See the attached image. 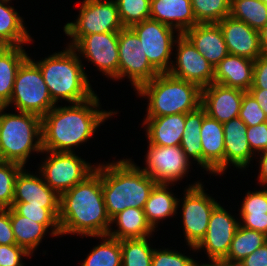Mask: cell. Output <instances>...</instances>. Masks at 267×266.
I'll return each mask as SVG.
<instances>
[{
	"mask_svg": "<svg viewBox=\"0 0 267 266\" xmlns=\"http://www.w3.org/2000/svg\"><path fill=\"white\" fill-rule=\"evenodd\" d=\"M254 60L228 54L215 67L214 83L248 91L253 83Z\"/></svg>",
	"mask_w": 267,
	"mask_h": 266,
	"instance_id": "cell-26",
	"label": "cell"
},
{
	"mask_svg": "<svg viewBox=\"0 0 267 266\" xmlns=\"http://www.w3.org/2000/svg\"><path fill=\"white\" fill-rule=\"evenodd\" d=\"M154 251L152 254V264L151 266H197L201 260L197 261L198 257H194L191 252L188 254L183 251V253L179 250L170 249L169 247L158 246L154 245ZM185 252V253H184ZM188 254V255H185ZM196 258V259H195Z\"/></svg>",
	"mask_w": 267,
	"mask_h": 266,
	"instance_id": "cell-41",
	"label": "cell"
},
{
	"mask_svg": "<svg viewBox=\"0 0 267 266\" xmlns=\"http://www.w3.org/2000/svg\"><path fill=\"white\" fill-rule=\"evenodd\" d=\"M23 259H32L23 247L17 244L0 245V266H26Z\"/></svg>",
	"mask_w": 267,
	"mask_h": 266,
	"instance_id": "cell-43",
	"label": "cell"
},
{
	"mask_svg": "<svg viewBox=\"0 0 267 266\" xmlns=\"http://www.w3.org/2000/svg\"><path fill=\"white\" fill-rule=\"evenodd\" d=\"M201 91L195 83L165 72L142 84L135 95L147 100L144 117H160L196 110L201 106Z\"/></svg>",
	"mask_w": 267,
	"mask_h": 266,
	"instance_id": "cell-5",
	"label": "cell"
},
{
	"mask_svg": "<svg viewBox=\"0 0 267 266\" xmlns=\"http://www.w3.org/2000/svg\"><path fill=\"white\" fill-rule=\"evenodd\" d=\"M196 24L219 23L230 16V0H191Z\"/></svg>",
	"mask_w": 267,
	"mask_h": 266,
	"instance_id": "cell-38",
	"label": "cell"
},
{
	"mask_svg": "<svg viewBox=\"0 0 267 266\" xmlns=\"http://www.w3.org/2000/svg\"><path fill=\"white\" fill-rule=\"evenodd\" d=\"M81 62L93 64L108 80L118 77V31L83 36L73 47Z\"/></svg>",
	"mask_w": 267,
	"mask_h": 266,
	"instance_id": "cell-14",
	"label": "cell"
},
{
	"mask_svg": "<svg viewBox=\"0 0 267 266\" xmlns=\"http://www.w3.org/2000/svg\"><path fill=\"white\" fill-rule=\"evenodd\" d=\"M157 232L147 221L144 209L127 208L111 219L108 236L122 240L146 238Z\"/></svg>",
	"mask_w": 267,
	"mask_h": 266,
	"instance_id": "cell-28",
	"label": "cell"
},
{
	"mask_svg": "<svg viewBox=\"0 0 267 266\" xmlns=\"http://www.w3.org/2000/svg\"><path fill=\"white\" fill-rule=\"evenodd\" d=\"M118 51L119 67L115 82L129 79L127 82H130L135 92L159 74L148 61L138 36L130 27L118 31Z\"/></svg>",
	"mask_w": 267,
	"mask_h": 266,
	"instance_id": "cell-13",
	"label": "cell"
},
{
	"mask_svg": "<svg viewBox=\"0 0 267 266\" xmlns=\"http://www.w3.org/2000/svg\"><path fill=\"white\" fill-rule=\"evenodd\" d=\"M12 208L19 215L31 220H39V223L43 224L55 238L61 237L58 221L60 208H43L41 206L30 205L27 202H13Z\"/></svg>",
	"mask_w": 267,
	"mask_h": 266,
	"instance_id": "cell-37",
	"label": "cell"
},
{
	"mask_svg": "<svg viewBox=\"0 0 267 266\" xmlns=\"http://www.w3.org/2000/svg\"><path fill=\"white\" fill-rule=\"evenodd\" d=\"M248 127L256 126L267 121L265 112L255 98L246 91L243 95L241 109L238 116Z\"/></svg>",
	"mask_w": 267,
	"mask_h": 266,
	"instance_id": "cell-42",
	"label": "cell"
},
{
	"mask_svg": "<svg viewBox=\"0 0 267 266\" xmlns=\"http://www.w3.org/2000/svg\"><path fill=\"white\" fill-rule=\"evenodd\" d=\"M103 198L112 219L124 209H144L151 190L157 184L132 157L101 162Z\"/></svg>",
	"mask_w": 267,
	"mask_h": 266,
	"instance_id": "cell-4",
	"label": "cell"
},
{
	"mask_svg": "<svg viewBox=\"0 0 267 266\" xmlns=\"http://www.w3.org/2000/svg\"><path fill=\"white\" fill-rule=\"evenodd\" d=\"M138 36L150 64L159 72L170 70L174 45L180 33L154 19L130 27Z\"/></svg>",
	"mask_w": 267,
	"mask_h": 266,
	"instance_id": "cell-12",
	"label": "cell"
},
{
	"mask_svg": "<svg viewBox=\"0 0 267 266\" xmlns=\"http://www.w3.org/2000/svg\"><path fill=\"white\" fill-rule=\"evenodd\" d=\"M145 150L143 166L139 167L157 184L177 185L185 177L189 178L188 175L193 170L192 163L180 146L167 147L147 143Z\"/></svg>",
	"mask_w": 267,
	"mask_h": 266,
	"instance_id": "cell-11",
	"label": "cell"
},
{
	"mask_svg": "<svg viewBox=\"0 0 267 266\" xmlns=\"http://www.w3.org/2000/svg\"><path fill=\"white\" fill-rule=\"evenodd\" d=\"M41 153V117L0 106L1 160L26 167L32 155Z\"/></svg>",
	"mask_w": 267,
	"mask_h": 266,
	"instance_id": "cell-6",
	"label": "cell"
},
{
	"mask_svg": "<svg viewBox=\"0 0 267 266\" xmlns=\"http://www.w3.org/2000/svg\"><path fill=\"white\" fill-rule=\"evenodd\" d=\"M246 266H267V242L242 260Z\"/></svg>",
	"mask_w": 267,
	"mask_h": 266,
	"instance_id": "cell-47",
	"label": "cell"
},
{
	"mask_svg": "<svg viewBox=\"0 0 267 266\" xmlns=\"http://www.w3.org/2000/svg\"><path fill=\"white\" fill-rule=\"evenodd\" d=\"M246 91L212 83L201 91V106L206 114L221 123L238 118Z\"/></svg>",
	"mask_w": 267,
	"mask_h": 266,
	"instance_id": "cell-17",
	"label": "cell"
},
{
	"mask_svg": "<svg viewBox=\"0 0 267 266\" xmlns=\"http://www.w3.org/2000/svg\"><path fill=\"white\" fill-rule=\"evenodd\" d=\"M27 46H0V106H6L11 98L16 73L29 57Z\"/></svg>",
	"mask_w": 267,
	"mask_h": 266,
	"instance_id": "cell-30",
	"label": "cell"
},
{
	"mask_svg": "<svg viewBox=\"0 0 267 266\" xmlns=\"http://www.w3.org/2000/svg\"><path fill=\"white\" fill-rule=\"evenodd\" d=\"M175 184H156L151 190L148 200L144 207V213L147 221L156 230L159 231L160 222L178 218L177 205L178 195L174 193ZM173 188V189H172ZM159 230H158V229Z\"/></svg>",
	"mask_w": 267,
	"mask_h": 266,
	"instance_id": "cell-27",
	"label": "cell"
},
{
	"mask_svg": "<svg viewBox=\"0 0 267 266\" xmlns=\"http://www.w3.org/2000/svg\"><path fill=\"white\" fill-rule=\"evenodd\" d=\"M183 197L179 196L177 214H180V222L184 243L189 251L196 253L195 247L204 238L211 214L214 208L220 203L212 195L206 192L204 181L195 180L187 183L183 188ZM181 208V209H179Z\"/></svg>",
	"mask_w": 267,
	"mask_h": 266,
	"instance_id": "cell-7",
	"label": "cell"
},
{
	"mask_svg": "<svg viewBox=\"0 0 267 266\" xmlns=\"http://www.w3.org/2000/svg\"><path fill=\"white\" fill-rule=\"evenodd\" d=\"M141 127L145 131L147 143L157 146H180L184 132L185 114L160 117H144Z\"/></svg>",
	"mask_w": 267,
	"mask_h": 266,
	"instance_id": "cell-23",
	"label": "cell"
},
{
	"mask_svg": "<svg viewBox=\"0 0 267 266\" xmlns=\"http://www.w3.org/2000/svg\"><path fill=\"white\" fill-rule=\"evenodd\" d=\"M221 204L214 208L206 234L195 247L196 254L204 252L205 259L208 258L207 263H218L227 257L235 232L240 225L238 214L233 215L224 204L223 206Z\"/></svg>",
	"mask_w": 267,
	"mask_h": 266,
	"instance_id": "cell-15",
	"label": "cell"
},
{
	"mask_svg": "<svg viewBox=\"0 0 267 266\" xmlns=\"http://www.w3.org/2000/svg\"><path fill=\"white\" fill-rule=\"evenodd\" d=\"M230 16L260 31L267 24V4L259 0H232Z\"/></svg>",
	"mask_w": 267,
	"mask_h": 266,
	"instance_id": "cell-35",
	"label": "cell"
},
{
	"mask_svg": "<svg viewBox=\"0 0 267 266\" xmlns=\"http://www.w3.org/2000/svg\"><path fill=\"white\" fill-rule=\"evenodd\" d=\"M90 238H98L99 242L88 251L80 266H122L121 240L108 235Z\"/></svg>",
	"mask_w": 267,
	"mask_h": 266,
	"instance_id": "cell-33",
	"label": "cell"
},
{
	"mask_svg": "<svg viewBox=\"0 0 267 266\" xmlns=\"http://www.w3.org/2000/svg\"><path fill=\"white\" fill-rule=\"evenodd\" d=\"M259 1H261L264 4H267V0H259Z\"/></svg>",
	"mask_w": 267,
	"mask_h": 266,
	"instance_id": "cell-53",
	"label": "cell"
},
{
	"mask_svg": "<svg viewBox=\"0 0 267 266\" xmlns=\"http://www.w3.org/2000/svg\"><path fill=\"white\" fill-rule=\"evenodd\" d=\"M214 68L229 54L217 23L196 24L183 33Z\"/></svg>",
	"mask_w": 267,
	"mask_h": 266,
	"instance_id": "cell-22",
	"label": "cell"
},
{
	"mask_svg": "<svg viewBox=\"0 0 267 266\" xmlns=\"http://www.w3.org/2000/svg\"><path fill=\"white\" fill-rule=\"evenodd\" d=\"M79 154L81 153L42 150L40 154L43 156L40 157L42 160L35 167L42 175L45 183L61 195L82 182L96 168L97 162L93 164L86 161L87 159Z\"/></svg>",
	"mask_w": 267,
	"mask_h": 266,
	"instance_id": "cell-10",
	"label": "cell"
},
{
	"mask_svg": "<svg viewBox=\"0 0 267 266\" xmlns=\"http://www.w3.org/2000/svg\"><path fill=\"white\" fill-rule=\"evenodd\" d=\"M206 112L202 106L185 114L184 132L180 147L196 168L203 169V148L201 143V126Z\"/></svg>",
	"mask_w": 267,
	"mask_h": 266,
	"instance_id": "cell-32",
	"label": "cell"
},
{
	"mask_svg": "<svg viewBox=\"0 0 267 266\" xmlns=\"http://www.w3.org/2000/svg\"><path fill=\"white\" fill-rule=\"evenodd\" d=\"M217 24L223 33L229 54L254 61L263 55L259 31L231 16L225 17Z\"/></svg>",
	"mask_w": 267,
	"mask_h": 266,
	"instance_id": "cell-20",
	"label": "cell"
},
{
	"mask_svg": "<svg viewBox=\"0 0 267 266\" xmlns=\"http://www.w3.org/2000/svg\"><path fill=\"white\" fill-rule=\"evenodd\" d=\"M247 125L238 117L223 123L225 144V174L231 166L240 172L254 168L255 154L247 139ZM251 164V165H250ZM230 167V168H229Z\"/></svg>",
	"mask_w": 267,
	"mask_h": 266,
	"instance_id": "cell-18",
	"label": "cell"
},
{
	"mask_svg": "<svg viewBox=\"0 0 267 266\" xmlns=\"http://www.w3.org/2000/svg\"><path fill=\"white\" fill-rule=\"evenodd\" d=\"M266 242L265 234L239 225L224 260L242 261Z\"/></svg>",
	"mask_w": 267,
	"mask_h": 266,
	"instance_id": "cell-34",
	"label": "cell"
},
{
	"mask_svg": "<svg viewBox=\"0 0 267 266\" xmlns=\"http://www.w3.org/2000/svg\"><path fill=\"white\" fill-rule=\"evenodd\" d=\"M259 32L262 52L263 54H267V24Z\"/></svg>",
	"mask_w": 267,
	"mask_h": 266,
	"instance_id": "cell-50",
	"label": "cell"
},
{
	"mask_svg": "<svg viewBox=\"0 0 267 266\" xmlns=\"http://www.w3.org/2000/svg\"><path fill=\"white\" fill-rule=\"evenodd\" d=\"M97 92L80 103L56 104L41 118L42 150L75 153L95 138L100 127L119 110L102 108ZM62 105V106H61Z\"/></svg>",
	"mask_w": 267,
	"mask_h": 266,
	"instance_id": "cell-1",
	"label": "cell"
},
{
	"mask_svg": "<svg viewBox=\"0 0 267 266\" xmlns=\"http://www.w3.org/2000/svg\"><path fill=\"white\" fill-rule=\"evenodd\" d=\"M168 73L195 83L202 89L213 83L215 68L184 34H180L174 45L173 60Z\"/></svg>",
	"mask_w": 267,
	"mask_h": 266,
	"instance_id": "cell-16",
	"label": "cell"
},
{
	"mask_svg": "<svg viewBox=\"0 0 267 266\" xmlns=\"http://www.w3.org/2000/svg\"><path fill=\"white\" fill-rule=\"evenodd\" d=\"M29 58L39 67L52 100L58 104L80 103L91 98L97 91L92 88V76L85 69L77 52L70 46L36 59ZM36 59V60H35ZM88 72V73H87Z\"/></svg>",
	"mask_w": 267,
	"mask_h": 266,
	"instance_id": "cell-3",
	"label": "cell"
},
{
	"mask_svg": "<svg viewBox=\"0 0 267 266\" xmlns=\"http://www.w3.org/2000/svg\"><path fill=\"white\" fill-rule=\"evenodd\" d=\"M58 221L61 237L76 235L87 239L108 234L111 219L103 198L101 162L82 182L60 195Z\"/></svg>",
	"mask_w": 267,
	"mask_h": 266,
	"instance_id": "cell-2",
	"label": "cell"
},
{
	"mask_svg": "<svg viewBox=\"0 0 267 266\" xmlns=\"http://www.w3.org/2000/svg\"><path fill=\"white\" fill-rule=\"evenodd\" d=\"M115 3L124 27L150 18V0H115Z\"/></svg>",
	"mask_w": 267,
	"mask_h": 266,
	"instance_id": "cell-39",
	"label": "cell"
},
{
	"mask_svg": "<svg viewBox=\"0 0 267 266\" xmlns=\"http://www.w3.org/2000/svg\"><path fill=\"white\" fill-rule=\"evenodd\" d=\"M257 159V160H256ZM255 166H257L258 169H256L258 172L256 173L257 181L255 182L260 187H267V150L259 153L255 156Z\"/></svg>",
	"mask_w": 267,
	"mask_h": 266,
	"instance_id": "cell-48",
	"label": "cell"
},
{
	"mask_svg": "<svg viewBox=\"0 0 267 266\" xmlns=\"http://www.w3.org/2000/svg\"><path fill=\"white\" fill-rule=\"evenodd\" d=\"M253 189L247 190L240 201V207L237 204L239 223L242 227L267 236V187Z\"/></svg>",
	"mask_w": 267,
	"mask_h": 266,
	"instance_id": "cell-29",
	"label": "cell"
},
{
	"mask_svg": "<svg viewBox=\"0 0 267 266\" xmlns=\"http://www.w3.org/2000/svg\"><path fill=\"white\" fill-rule=\"evenodd\" d=\"M220 266H246L242 261L221 260L218 262Z\"/></svg>",
	"mask_w": 267,
	"mask_h": 266,
	"instance_id": "cell-51",
	"label": "cell"
},
{
	"mask_svg": "<svg viewBox=\"0 0 267 266\" xmlns=\"http://www.w3.org/2000/svg\"><path fill=\"white\" fill-rule=\"evenodd\" d=\"M16 244L10 222V208L0 209V245Z\"/></svg>",
	"mask_w": 267,
	"mask_h": 266,
	"instance_id": "cell-46",
	"label": "cell"
},
{
	"mask_svg": "<svg viewBox=\"0 0 267 266\" xmlns=\"http://www.w3.org/2000/svg\"><path fill=\"white\" fill-rule=\"evenodd\" d=\"M22 168V165L14 162H0V209L12 207L15 179Z\"/></svg>",
	"mask_w": 267,
	"mask_h": 266,
	"instance_id": "cell-40",
	"label": "cell"
},
{
	"mask_svg": "<svg viewBox=\"0 0 267 266\" xmlns=\"http://www.w3.org/2000/svg\"><path fill=\"white\" fill-rule=\"evenodd\" d=\"M152 237L155 235L146 238L122 239V266H151L153 243L156 242L150 241Z\"/></svg>",
	"mask_w": 267,
	"mask_h": 266,
	"instance_id": "cell-36",
	"label": "cell"
},
{
	"mask_svg": "<svg viewBox=\"0 0 267 266\" xmlns=\"http://www.w3.org/2000/svg\"><path fill=\"white\" fill-rule=\"evenodd\" d=\"M55 105L39 67L28 57L16 73L13 92L6 107L42 118Z\"/></svg>",
	"mask_w": 267,
	"mask_h": 266,
	"instance_id": "cell-8",
	"label": "cell"
},
{
	"mask_svg": "<svg viewBox=\"0 0 267 266\" xmlns=\"http://www.w3.org/2000/svg\"><path fill=\"white\" fill-rule=\"evenodd\" d=\"M248 92L259 103L261 109L265 112L267 117V90L261 88H250Z\"/></svg>",
	"mask_w": 267,
	"mask_h": 266,
	"instance_id": "cell-49",
	"label": "cell"
},
{
	"mask_svg": "<svg viewBox=\"0 0 267 266\" xmlns=\"http://www.w3.org/2000/svg\"><path fill=\"white\" fill-rule=\"evenodd\" d=\"M23 167L16 179L13 202H27L43 208H60V195L44 181L37 169ZM35 172V173H33Z\"/></svg>",
	"mask_w": 267,
	"mask_h": 266,
	"instance_id": "cell-19",
	"label": "cell"
},
{
	"mask_svg": "<svg viewBox=\"0 0 267 266\" xmlns=\"http://www.w3.org/2000/svg\"><path fill=\"white\" fill-rule=\"evenodd\" d=\"M201 143L203 148L204 173L220 178L225 175V144L223 123L207 114L201 126ZM207 171V172H206Z\"/></svg>",
	"mask_w": 267,
	"mask_h": 266,
	"instance_id": "cell-21",
	"label": "cell"
},
{
	"mask_svg": "<svg viewBox=\"0 0 267 266\" xmlns=\"http://www.w3.org/2000/svg\"><path fill=\"white\" fill-rule=\"evenodd\" d=\"M10 222L18 246L23 247L32 256L40 247V244L48 235L55 237L39 220H31L19 215L12 207L10 208ZM43 239V240H42Z\"/></svg>",
	"mask_w": 267,
	"mask_h": 266,
	"instance_id": "cell-31",
	"label": "cell"
},
{
	"mask_svg": "<svg viewBox=\"0 0 267 266\" xmlns=\"http://www.w3.org/2000/svg\"><path fill=\"white\" fill-rule=\"evenodd\" d=\"M150 18L180 34L196 25L191 0H150Z\"/></svg>",
	"mask_w": 267,
	"mask_h": 266,
	"instance_id": "cell-24",
	"label": "cell"
},
{
	"mask_svg": "<svg viewBox=\"0 0 267 266\" xmlns=\"http://www.w3.org/2000/svg\"><path fill=\"white\" fill-rule=\"evenodd\" d=\"M251 88L267 90V54H263L254 61L253 83Z\"/></svg>",
	"mask_w": 267,
	"mask_h": 266,
	"instance_id": "cell-45",
	"label": "cell"
},
{
	"mask_svg": "<svg viewBox=\"0 0 267 266\" xmlns=\"http://www.w3.org/2000/svg\"><path fill=\"white\" fill-rule=\"evenodd\" d=\"M13 1L0 0V46H29L35 42L34 36Z\"/></svg>",
	"mask_w": 267,
	"mask_h": 266,
	"instance_id": "cell-25",
	"label": "cell"
},
{
	"mask_svg": "<svg viewBox=\"0 0 267 266\" xmlns=\"http://www.w3.org/2000/svg\"><path fill=\"white\" fill-rule=\"evenodd\" d=\"M247 139L251 151L255 155L267 150V121L247 127Z\"/></svg>",
	"mask_w": 267,
	"mask_h": 266,
	"instance_id": "cell-44",
	"label": "cell"
},
{
	"mask_svg": "<svg viewBox=\"0 0 267 266\" xmlns=\"http://www.w3.org/2000/svg\"><path fill=\"white\" fill-rule=\"evenodd\" d=\"M94 1H104V0H94ZM105 1H115V0H105Z\"/></svg>",
	"mask_w": 267,
	"mask_h": 266,
	"instance_id": "cell-54",
	"label": "cell"
},
{
	"mask_svg": "<svg viewBox=\"0 0 267 266\" xmlns=\"http://www.w3.org/2000/svg\"><path fill=\"white\" fill-rule=\"evenodd\" d=\"M200 266H220L218 263H207L206 261H202Z\"/></svg>",
	"mask_w": 267,
	"mask_h": 266,
	"instance_id": "cell-52",
	"label": "cell"
},
{
	"mask_svg": "<svg viewBox=\"0 0 267 266\" xmlns=\"http://www.w3.org/2000/svg\"><path fill=\"white\" fill-rule=\"evenodd\" d=\"M76 4L79 7L78 15L75 20L64 23L62 29L69 39L64 46L73 47L86 35L115 32L124 28L115 1L82 0Z\"/></svg>",
	"mask_w": 267,
	"mask_h": 266,
	"instance_id": "cell-9",
	"label": "cell"
}]
</instances>
